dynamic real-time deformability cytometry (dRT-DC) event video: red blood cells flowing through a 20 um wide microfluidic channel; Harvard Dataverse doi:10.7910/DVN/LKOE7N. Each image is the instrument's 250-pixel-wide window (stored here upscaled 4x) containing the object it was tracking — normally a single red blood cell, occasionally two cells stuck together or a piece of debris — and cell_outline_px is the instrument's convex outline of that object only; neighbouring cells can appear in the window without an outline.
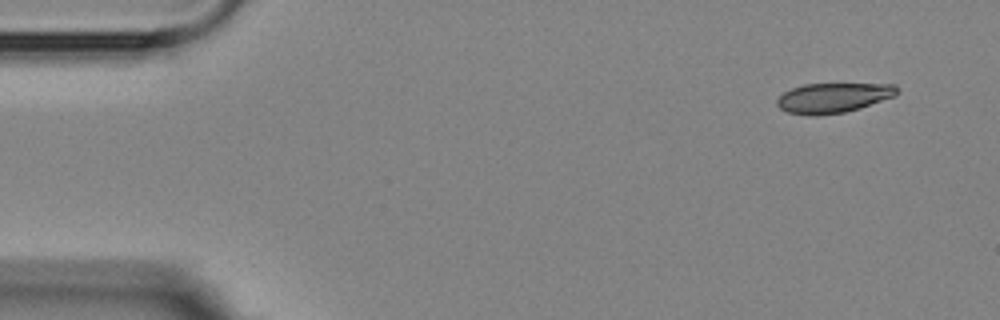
{"species": "Egyptian fruit bat (a non-hibernating species)", "species_latin": "Rousettus aegyptiacus", "temperature_condition": "room temperature", "stored_images_in_passage": 6, "camera_frame_rate_fps": 3000, "um_per_image_px": 0.085, "animal": {"sex": "female"}, "frame": {"image": 1, "passage_image": 1, "time_ms": 0.0, "image_size_px": [1000, 320], "cell_outline_px": [[896, 96], [860, 108], [844, 112], [816, 116], [808, 116], [788, 112], [780, 108], [776, 104], [776, 100], [784, 92], [792, 88], [804, 84], [896, 84]], "centroid_in_image_um": [70.8, 8.32], "position_along_channel_um": 14.2, "area_um2": 20.87}}
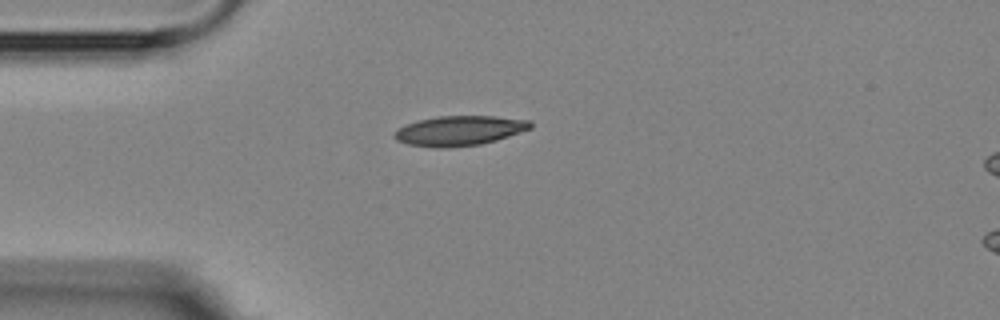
{"frame": {"image": 2, "passage_image": 4, "time_ms": 3.333, "image_size_px": [1000, 320], "cell_outline_px": [[532, 128], [496, 140], [480, 144], [448, 148], [436, 148], [408, 144], [396, 140], [392, 136], [392, 132], [396, 128], [404, 124], [416, 120], [436, 116], [496, 116], [532, 120]], "centroid_in_image_um": [38.99, 11.1], "position_along_channel_um": 46.0, "area_um2": 24.04}}